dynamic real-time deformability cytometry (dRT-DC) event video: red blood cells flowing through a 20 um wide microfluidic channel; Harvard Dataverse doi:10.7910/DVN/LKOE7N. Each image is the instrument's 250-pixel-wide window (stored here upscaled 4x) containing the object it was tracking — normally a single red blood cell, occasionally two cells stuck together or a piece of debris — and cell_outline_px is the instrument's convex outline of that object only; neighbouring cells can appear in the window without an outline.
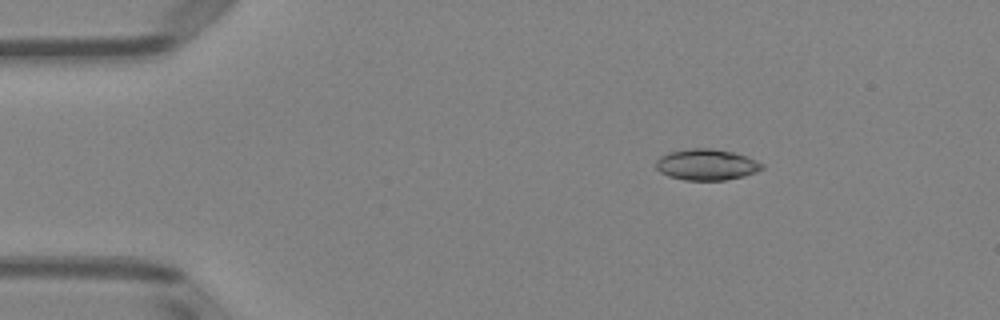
{"species": "Egyptian fruit bat (a non-hibernating species)", "species_latin": "Rousettus aegyptiacus", "temperature_condition": "room temperature", "stored_images_in_passage": 45, "camera_frame_rate_fps": 3000, "um_per_image_px": 0.085, "animal": {"sex": "female"}, "frame": {"image": 1, "passage_image": 2, "time_ms": 0.333, "image_size_px": [1000, 320], "cell_outline_px": [[764, 168], [756, 172], [744, 176], [724, 180], [684, 180], [668, 176], [660, 172], [656, 168], [656, 160], [660, 156], [668, 152], [688, 148], [712, 148], [732, 152], [748, 156], [764, 164]], "centroid_in_image_um": [60.05, 13.99], "position_along_channel_um": 24.9, "area_um2": 19.42}}
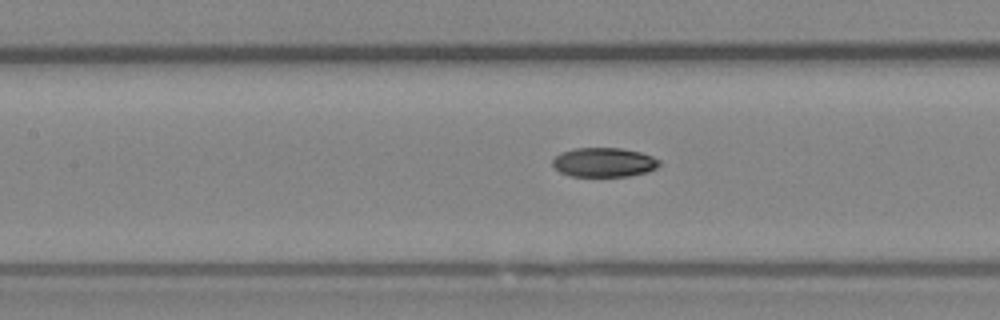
{"frame": {"image": 2, "passage_image": 17, "time_ms": 5.333, "image_size_px": [1000, 320], "cell_outline_px": [[660, 164], [656, 168], [648, 172], [628, 176], [568, 176], [560, 172], [552, 164], [552, 160], [560, 152], [576, 148], [620, 148], [640, 152], [652, 156], [660, 160]], "centroid_in_image_um": [51.33, 13.8], "position_along_channel_um": 156.1, "area_um2": 18.26}}
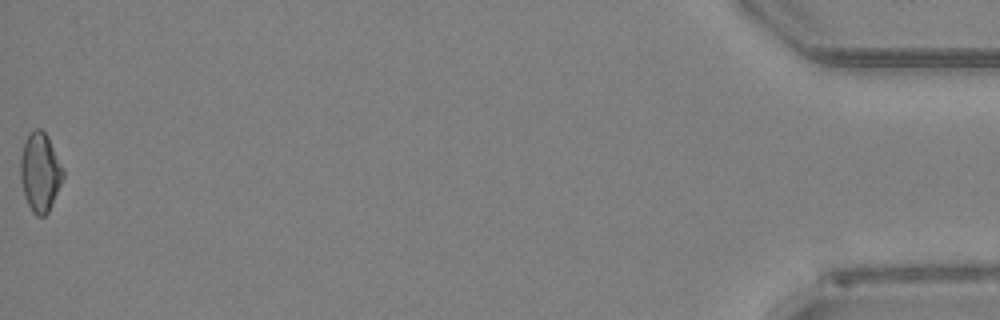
{"frame": {"image": 3, "passage_image": 45, "time_ms": 14.667, "image_size_px": [1000, 320], "cell_outline_px": [[64, 176], [48, 212], [44, 216], [36, 216], [32, 212], [24, 196], [20, 180], [20, 160], [24, 144], [28, 132], [36, 128], [40, 128], [48, 136], [64, 168]], "centroid_in_image_um": [3.4, 14.62], "position_along_channel_um": 431.8, "area_um2": 19.71}, "authors_computed_cell_mechanics": {"area_um2": 18.7272, "velocity_mm_per_s": 4.0157, "shape_relaxation_time_tau1_ms": 3.6415, "shape_relaxation_time_tau2_ms": 10.5987, "deformation_change_tau1": 0.1287, "deformation_change_tau2": 0.1288}}